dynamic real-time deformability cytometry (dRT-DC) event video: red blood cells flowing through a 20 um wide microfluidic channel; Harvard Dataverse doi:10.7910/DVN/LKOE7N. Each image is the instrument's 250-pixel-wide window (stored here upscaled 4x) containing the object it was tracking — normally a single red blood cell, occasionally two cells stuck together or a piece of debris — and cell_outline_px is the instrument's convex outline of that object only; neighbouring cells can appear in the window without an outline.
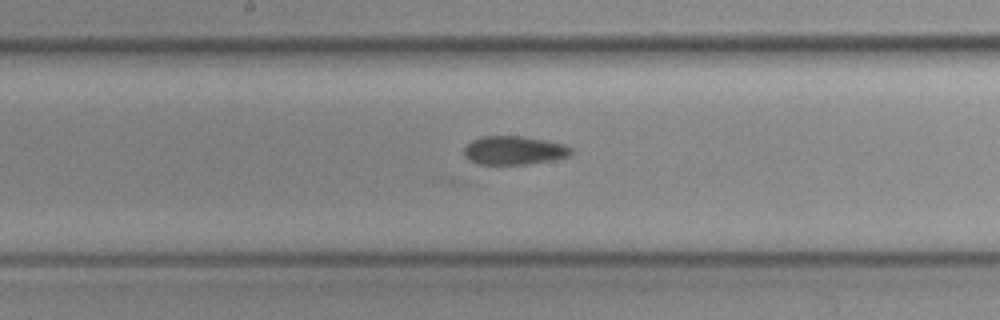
{"species": "common noctule bat (a hibernating species)", "species_latin": "Nyctalus noctula", "temperature_condition": "cold", "stored_images_in_passage": 17, "camera_frame_rate_fps": 3000, "um_per_image_px": 0.085, "animal": {"sex": "female", "body_mass_g": 19.3, "forearm_length_mm": 54.1}, "frame": {"image": 1, "passage_image": 15, "time_ms": 4.667, "image_size_px": [1000, 320], "cell_outline_px": [[572, 152], [568, 156], [552, 160], [528, 164], [480, 164], [468, 160], [464, 156], [464, 148], [472, 140], [484, 136], [520, 136], [544, 140], [564, 144], [572, 148]], "centroid_in_image_um": [43.68, 12.78], "position_along_channel_um": 204.5, "area_um2": 17.74}}